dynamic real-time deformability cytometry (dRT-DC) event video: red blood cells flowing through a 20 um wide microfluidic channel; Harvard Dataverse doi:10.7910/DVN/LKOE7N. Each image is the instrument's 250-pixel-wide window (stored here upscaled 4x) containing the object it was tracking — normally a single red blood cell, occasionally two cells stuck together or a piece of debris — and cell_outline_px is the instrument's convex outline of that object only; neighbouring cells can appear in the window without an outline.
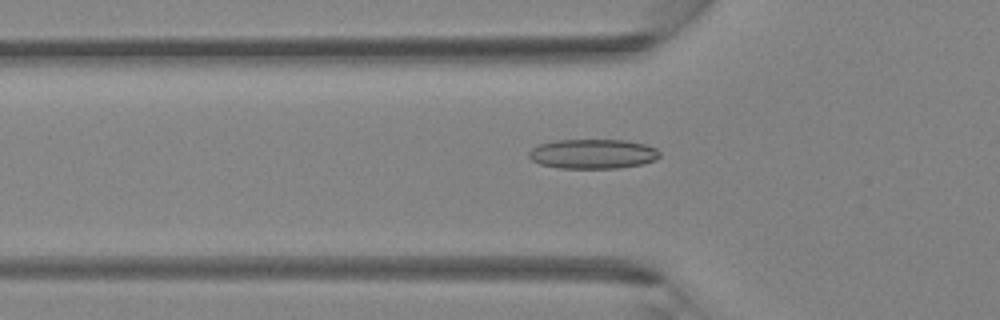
{"species": "Egyptian fruit bat (a non-hibernating species)", "species_latin": "Rousettus aegyptiacus", "temperature_condition": "room temperature", "stored_images_in_passage": 40, "camera_frame_rate_fps": 3000, "um_per_image_px": 0.085, "animal": {"sex": "female"}, "frame": {"image": 1, "passage_image": 12, "time_ms": 3.667, "image_size_px": [1000, 320], "cell_outline_px": [[660, 156], [656, 160], [640, 164], [620, 168], [560, 168], [540, 164], [532, 160], [528, 156], [528, 152], [532, 148], [540, 144], [556, 140], [624, 140], [644, 144], [656, 148], [660, 152]], "centroid_in_image_um": [50.39, 13.08], "position_along_channel_um": 75.4, "area_um2": 22.54}}
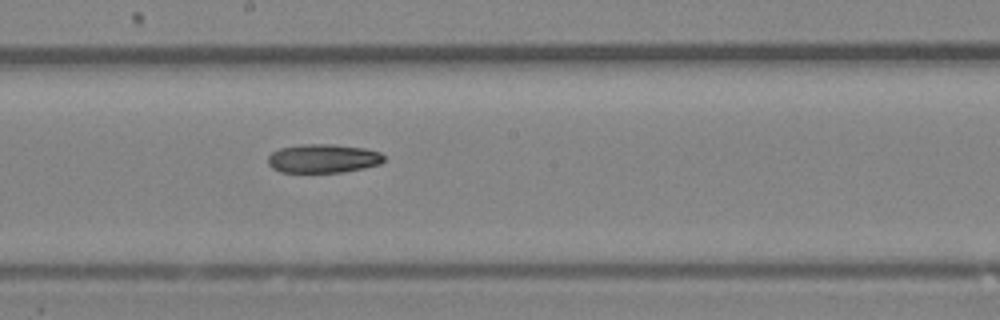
{"frame": {"image": 2, "passage_image": 21, "time_ms": 6.667, "image_size_px": [1000, 320], "cell_outline_px": [[384, 160], [380, 164], [364, 168], [340, 172], [280, 172], [272, 168], [268, 164], [268, 156], [272, 152], [280, 148], [300, 144], [336, 144], [364, 148], [380, 152], [384, 156]], "centroid_in_image_um": [27.45, 13.46], "position_along_channel_um": 220.7, "area_um2": 19.54}}
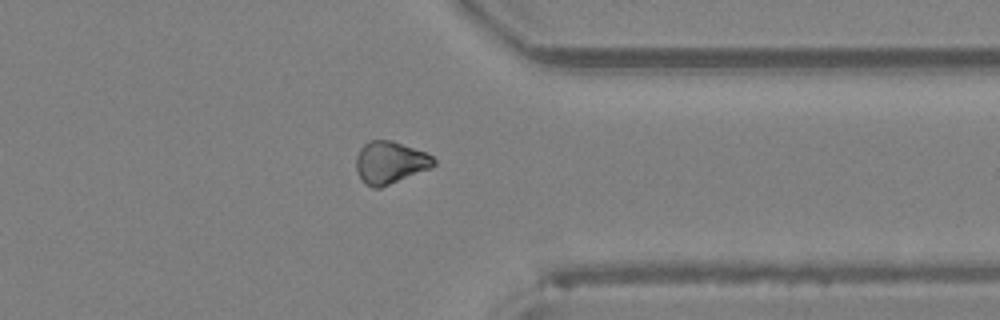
{"frame": {"image": 3, "passage_image": 31, "time_ms": 10.0, "image_size_px": [1000, 320], "cell_outline_px": [[436, 164], [432, 168], [380, 188], [372, 188], [364, 184], [356, 172], [356, 156], [360, 148], [364, 144], [372, 140], [392, 140], [424, 152], [432, 156], [436, 160]], "centroid_in_image_um": [33.14, 13.83], "position_along_channel_um": 378.3, "area_um2": 19.31}}